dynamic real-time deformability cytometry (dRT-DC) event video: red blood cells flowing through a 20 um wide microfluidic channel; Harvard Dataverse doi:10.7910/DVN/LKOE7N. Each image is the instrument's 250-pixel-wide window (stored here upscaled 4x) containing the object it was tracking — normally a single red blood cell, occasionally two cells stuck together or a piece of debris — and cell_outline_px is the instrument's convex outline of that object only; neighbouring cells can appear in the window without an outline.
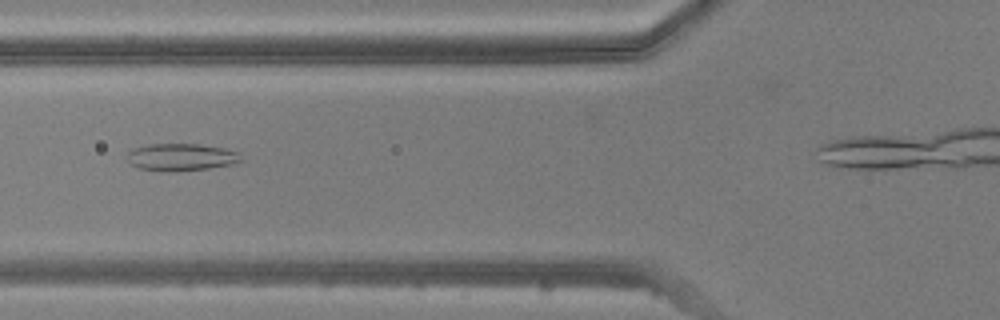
{"species": "common noctule bat (a hibernating species)", "species_latin": "Nyctalus noctula", "temperature_condition": "warm", "stored_images_in_passage": 27, "camera_frame_rate_fps": 3000, "um_per_image_px": 0.085, "animal": {"sex": "male", "body_mass_g": 20.5, "forearm_length_mm": 52.5}, "frame": {"image": 1, "passage_image": 5, "time_ms": 1.333, "image_size_px": [1000, 320], "cell_outline_px": [[244, 160], [232, 164], [208, 168], [140, 168], [132, 164], [124, 156], [132, 148], [148, 144], [200, 144], [224, 148], [240, 152]], "centroid_in_image_um": [15.45, 13.28], "position_along_channel_um": 110.3, "area_um2": 17.28}}
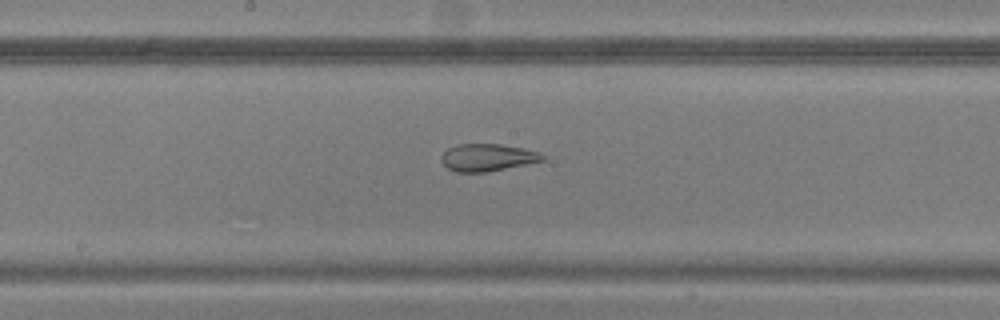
{"frame": {"image": 2, "passage_image": 12, "time_ms": 3.667, "image_size_px": [1000, 320], "cell_outline_px": [[544, 160], [484, 172], [456, 172], [448, 168], [440, 160], [440, 156], [448, 148], [456, 144], [500, 144], [524, 148], [540, 152], [544, 156]], "centroid_in_image_um": [41.39, 13.37], "position_along_channel_um": 206.8, "area_um2": 15.95}}
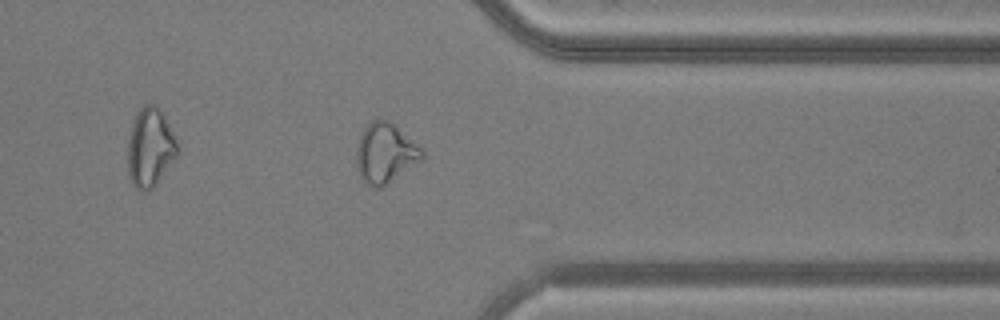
{"frame": {"image": 3, "passage_image": 25, "time_ms": 8.0, "image_size_px": [1000, 320], "cell_outline_px": [[424, 160], [380, 188], [376, 188], [364, 180], [360, 176], [356, 164], [356, 148], [360, 132], [372, 120], [388, 120], [420, 148], [424, 152]], "centroid_in_image_um": [32.73, 13.03], "position_along_channel_um": 378.7, "area_um2": 22.6}}